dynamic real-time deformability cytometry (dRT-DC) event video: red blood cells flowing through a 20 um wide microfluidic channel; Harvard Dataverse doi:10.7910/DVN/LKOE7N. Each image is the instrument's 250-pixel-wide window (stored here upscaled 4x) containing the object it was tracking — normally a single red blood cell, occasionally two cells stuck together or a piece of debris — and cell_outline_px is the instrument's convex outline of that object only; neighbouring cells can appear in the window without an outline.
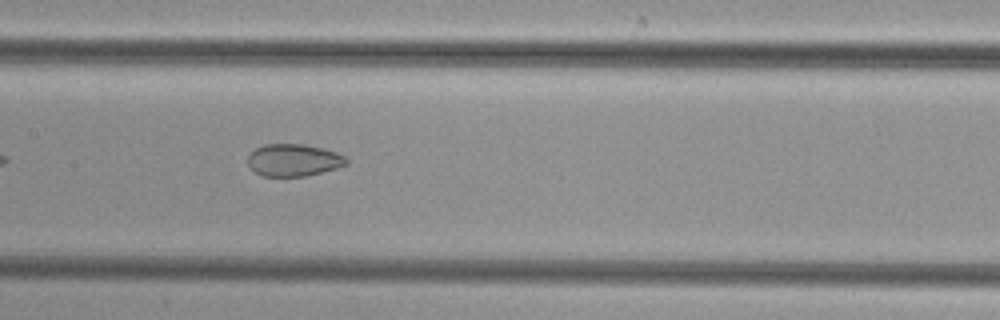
{"species": "common noctule bat (a hibernating species)", "species_latin": "Nyctalus noctula", "temperature_condition": "cold", "stored_images_in_passage": 36, "camera_frame_rate_fps": 3000, "um_per_image_px": 0.085, "animal": {"sex": "female", "body_mass_g": 29.2, "forearm_length_mm": 56.3}, "frame": {"image": 1, "passage_image": 11, "time_ms": 3.333, "image_size_px": [1000, 320], "cell_outline_px": [[348, 164], [336, 168], [304, 176], [264, 176], [256, 172], [248, 164], [248, 156], [256, 148], [264, 144], [304, 144], [324, 148], [336, 152], [344, 156], [348, 160]], "centroid_in_image_um": [24.97, 13.6], "position_along_channel_um": 182.4, "area_um2": 18.38}}
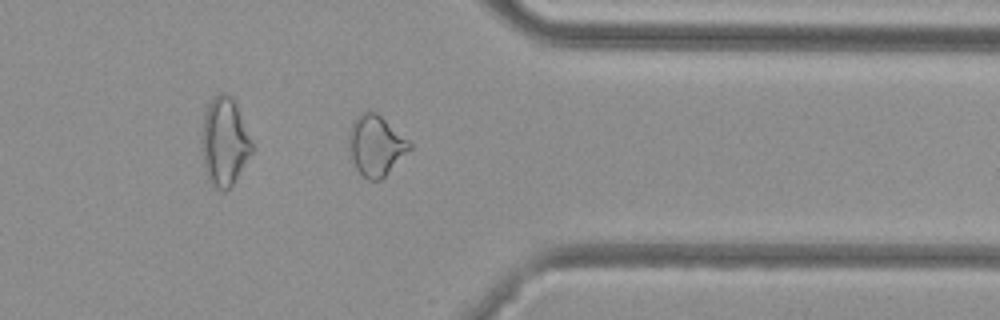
{"frame": {"image": 2, "passage_image": 26, "time_ms": 8.333, "image_size_px": [1000, 320], "cell_outline_px": [[412, 148], [380, 180], [368, 180], [356, 168], [352, 156], [348, 140], [352, 120], [360, 112], [376, 112], [408, 140], [412, 144]], "centroid_in_image_um": [31.94, 12.35], "position_along_channel_um": 379.5, "area_um2": 20.92}}